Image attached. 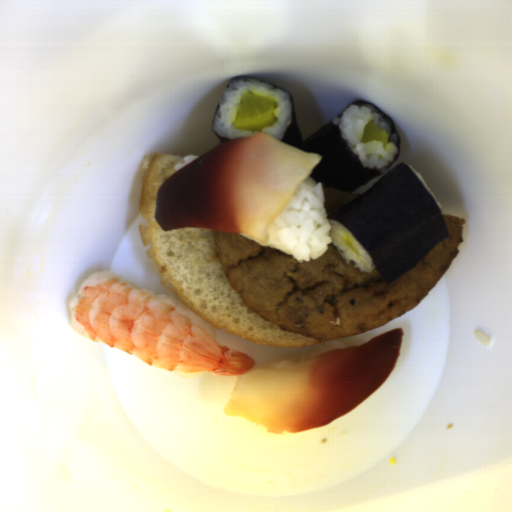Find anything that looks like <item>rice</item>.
I'll use <instances>...</instances> for the list:
<instances>
[{
  "label": "rice",
  "mask_w": 512,
  "mask_h": 512,
  "mask_svg": "<svg viewBox=\"0 0 512 512\" xmlns=\"http://www.w3.org/2000/svg\"><path fill=\"white\" fill-rule=\"evenodd\" d=\"M332 226L325 210L324 186L305 177L272 222L265 244L274 247L299 264L321 258L332 242Z\"/></svg>",
  "instance_id": "obj_1"
},
{
  "label": "rice",
  "mask_w": 512,
  "mask_h": 512,
  "mask_svg": "<svg viewBox=\"0 0 512 512\" xmlns=\"http://www.w3.org/2000/svg\"><path fill=\"white\" fill-rule=\"evenodd\" d=\"M243 91L276 101V119L273 124L257 132L234 128L233 123ZM291 122L292 104L288 93L270 84L244 77L228 82L216 108L211 129L220 137L232 140L266 134L280 141Z\"/></svg>",
  "instance_id": "obj_2"
},
{
  "label": "rice",
  "mask_w": 512,
  "mask_h": 512,
  "mask_svg": "<svg viewBox=\"0 0 512 512\" xmlns=\"http://www.w3.org/2000/svg\"><path fill=\"white\" fill-rule=\"evenodd\" d=\"M373 121L379 128H384L390 135L386 148L382 142H360L367 123ZM332 122L340 129L342 139L347 141L349 149L358 157L363 168L388 172V165L394 161L397 153V135L393 133L394 125L381 112L369 104L351 105Z\"/></svg>",
  "instance_id": "obj_3"
},
{
  "label": "rice",
  "mask_w": 512,
  "mask_h": 512,
  "mask_svg": "<svg viewBox=\"0 0 512 512\" xmlns=\"http://www.w3.org/2000/svg\"><path fill=\"white\" fill-rule=\"evenodd\" d=\"M328 219V218H327ZM331 225V242L337 248L340 256L345 260L348 265L350 261H353L355 266L360 272L370 273L374 271L375 266L369 255V253L363 248V246L355 239L348 228L343 226L337 221L328 219ZM348 239L351 244L359 253V257L355 255L352 250L344 244L345 239Z\"/></svg>",
  "instance_id": "obj_4"
},
{
  "label": "rice",
  "mask_w": 512,
  "mask_h": 512,
  "mask_svg": "<svg viewBox=\"0 0 512 512\" xmlns=\"http://www.w3.org/2000/svg\"><path fill=\"white\" fill-rule=\"evenodd\" d=\"M371 339H358V340H352V341H338V340H330L327 342H324L320 345H317L315 347H312L310 349H307L305 351H302L296 355H283L280 357H276L273 359H269L264 364L260 366V368H281L290 364H294L312 357H315L319 354H322L326 351L334 350V349H340V348H346L351 346H357L360 344L367 343ZM259 368V369H260Z\"/></svg>",
  "instance_id": "obj_5"
},
{
  "label": "rice",
  "mask_w": 512,
  "mask_h": 512,
  "mask_svg": "<svg viewBox=\"0 0 512 512\" xmlns=\"http://www.w3.org/2000/svg\"><path fill=\"white\" fill-rule=\"evenodd\" d=\"M164 300L169 302L172 306H174L176 309H178L181 313H183L185 316H187L190 320H192L194 323H196L199 327H201L203 330H205L208 334H210L216 341L218 339L217 332L209 321L198 315L196 312H194L192 309H190L188 306H186L184 303L176 299L174 296H169L165 294H157L153 290L144 289Z\"/></svg>",
  "instance_id": "obj_6"
},
{
  "label": "rice",
  "mask_w": 512,
  "mask_h": 512,
  "mask_svg": "<svg viewBox=\"0 0 512 512\" xmlns=\"http://www.w3.org/2000/svg\"><path fill=\"white\" fill-rule=\"evenodd\" d=\"M408 167H410L414 173L417 175V177L420 179V181L423 183V185L425 186V188L427 189V191L429 192V194L431 195V197L433 198V200L435 201V203L437 204L439 210L441 211L442 207L438 201V199L436 198V196L434 195V193L432 192V190L429 188V186L427 185V183L425 182V180L422 178V176L419 174V172L410 164H406Z\"/></svg>",
  "instance_id": "obj_7"
},
{
  "label": "rice",
  "mask_w": 512,
  "mask_h": 512,
  "mask_svg": "<svg viewBox=\"0 0 512 512\" xmlns=\"http://www.w3.org/2000/svg\"><path fill=\"white\" fill-rule=\"evenodd\" d=\"M198 157H200V156H195V155L185 156L183 158L182 163L175 164L174 168H175L176 172L178 170H180L181 168H183L184 166H186L187 164H189L190 162H192L193 160L197 159Z\"/></svg>",
  "instance_id": "obj_8"
},
{
  "label": "rice",
  "mask_w": 512,
  "mask_h": 512,
  "mask_svg": "<svg viewBox=\"0 0 512 512\" xmlns=\"http://www.w3.org/2000/svg\"><path fill=\"white\" fill-rule=\"evenodd\" d=\"M165 370H168V369H165ZM168 371L175 373L179 377H186V378L198 377L201 373H203V372H177V371H172V370H168Z\"/></svg>",
  "instance_id": "obj_9"
}]
</instances>
